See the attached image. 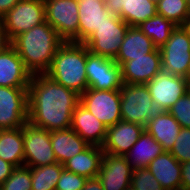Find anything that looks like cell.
<instances>
[{
	"instance_id": "cell-1",
	"label": "cell",
	"mask_w": 190,
	"mask_h": 190,
	"mask_svg": "<svg viewBox=\"0 0 190 190\" xmlns=\"http://www.w3.org/2000/svg\"><path fill=\"white\" fill-rule=\"evenodd\" d=\"M28 123L48 131L71 126L72 113L80 95L52 80L46 74H34L28 86Z\"/></svg>"
},
{
	"instance_id": "cell-35",
	"label": "cell",
	"mask_w": 190,
	"mask_h": 190,
	"mask_svg": "<svg viewBox=\"0 0 190 190\" xmlns=\"http://www.w3.org/2000/svg\"><path fill=\"white\" fill-rule=\"evenodd\" d=\"M86 177L63 170L57 182L55 190H81L86 181Z\"/></svg>"
},
{
	"instance_id": "cell-17",
	"label": "cell",
	"mask_w": 190,
	"mask_h": 190,
	"mask_svg": "<svg viewBox=\"0 0 190 190\" xmlns=\"http://www.w3.org/2000/svg\"><path fill=\"white\" fill-rule=\"evenodd\" d=\"M79 43H84L105 22L115 15L111 14L106 3L97 0H78Z\"/></svg>"
},
{
	"instance_id": "cell-38",
	"label": "cell",
	"mask_w": 190,
	"mask_h": 190,
	"mask_svg": "<svg viewBox=\"0 0 190 190\" xmlns=\"http://www.w3.org/2000/svg\"><path fill=\"white\" fill-rule=\"evenodd\" d=\"M9 46H11V40L9 39L3 26L2 19L0 18V52L5 51Z\"/></svg>"
},
{
	"instance_id": "cell-43",
	"label": "cell",
	"mask_w": 190,
	"mask_h": 190,
	"mask_svg": "<svg viewBox=\"0 0 190 190\" xmlns=\"http://www.w3.org/2000/svg\"><path fill=\"white\" fill-rule=\"evenodd\" d=\"M187 7H188L189 14H190V0L187 3Z\"/></svg>"
},
{
	"instance_id": "cell-45",
	"label": "cell",
	"mask_w": 190,
	"mask_h": 190,
	"mask_svg": "<svg viewBox=\"0 0 190 190\" xmlns=\"http://www.w3.org/2000/svg\"><path fill=\"white\" fill-rule=\"evenodd\" d=\"M126 190H135L133 187H129V188H127Z\"/></svg>"
},
{
	"instance_id": "cell-21",
	"label": "cell",
	"mask_w": 190,
	"mask_h": 190,
	"mask_svg": "<svg viewBox=\"0 0 190 190\" xmlns=\"http://www.w3.org/2000/svg\"><path fill=\"white\" fill-rule=\"evenodd\" d=\"M147 168L163 189L181 190V163L170 152L164 151Z\"/></svg>"
},
{
	"instance_id": "cell-34",
	"label": "cell",
	"mask_w": 190,
	"mask_h": 190,
	"mask_svg": "<svg viewBox=\"0 0 190 190\" xmlns=\"http://www.w3.org/2000/svg\"><path fill=\"white\" fill-rule=\"evenodd\" d=\"M170 153L180 162L190 161V128H181Z\"/></svg>"
},
{
	"instance_id": "cell-28",
	"label": "cell",
	"mask_w": 190,
	"mask_h": 190,
	"mask_svg": "<svg viewBox=\"0 0 190 190\" xmlns=\"http://www.w3.org/2000/svg\"><path fill=\"white\" fill-rule=\"evenodd\" d=\"M139 29L149 37L157 48L162 47L177 27L172 21L156 14L138 25Z\"/></svg>"
},
{
	"instance_id": "cell-33",
	"label": "cell",
	"mask_w": 190,
	"mask_h": 190,
	"mask_svg": "<svg viewBox=\"0 0 190 190\" xmlns=\"http://www.w3.org/2000/svg\"><path fill=\"white\" fill-rule=\"evenodd\" d=\"M183 128H190V90L168 110Z\"/></svg>"
},
{
	"instance_id": "cell-42",
	"label": "cell",
	"mask_w": 190,
	"mask_h": 190,
	"mask_svg": "<svg viewBox=\"0 0 190 190\" xmlns=\"http://www.w3.org/2000/svg\"><path fill=\"white\" fill-rule=\"evenodd\" d=\"M185 79L187 80L188 84L190 85V64H189V68H188L187 74L185 76Z\"/></svg>"
},
{
	"instance_id": "cell-16",
	"label": "cell",
	"mask_w": 190,
	"mask_h": 190,
	"mask_svg": "<svg viewBox=\"0 0 190 190\" xmlns=\"http://www.w3.org/2000/svg\"><path fill=\"white\" fill-rule=\"evenodd\" d=\"M145 130L138 123L120 120L108 127L106 139L102 146L104 152L114 155L127 154Z\"/></svg>"
},
{
	"instance_id": "cell-23",
	"label": "cell",
	"mask_w": 190,
	"mask_h": 190,
	"mask_svg": "<svg viewBox=\"0 0 190 190\" xmlns=\"http://www.w3.org/2000/svg\"><path fill=\"white\" fill-rule=\"evenodd\" d=\"M50 141L57 162L64 164L67 160L85 150L86 143L73 129L50 131Z\"/></svg>"
},
{
	"instance_id": "cell-9",
	"label": "cell",
	"mask_w": 190,
	"mask_h": 190,
	"mask_svg": "<svg viewBox=\"0 0 190 190\" xmlns=\"http://www.w3.org/2000/svg\"><path fill=\"white\" fill-rule=\"evenodd\" d=\"M28 87L0 86V130L17 129L28 121Z\"/></svg>"
},
{
	"instance_id": "cell-31",
	"label": "cell",
	"mask_w": 190,
	"mask_h": 190,
	"mask_svg": "<svg viewBox=\"0 0 190 190\" xmlns=\"http://www.w3.org/2000/svg\"><path fill=\"white\" fill-rule=\"evenodd\" d=\"M30 167H15L10 177L0 185V190H32Z\"/></svg>"
},
{
	"instance_id": "cell-2",
	"label": "cell",
	"mask_w": 190,
	"mask_h": 190,
	"mask_svg": "<svg viewBox=\"0 0 190 190\" xmlns=\"http://www.w3.org/2000/svg\"><path fill=\"white\" fill-rule=\"evenodd\" d=\"M64 42L46 21L14 37L11 46L17 51L25 67L34 75L45 74L49 70L58 48Z\"/></svg>"
},
{
	"instance_id": "cell-19",
	"label": "cell",
	"mask_w": 190,
	"mask_h": 190,
	"mask_svg": "<svg viewBox=\"0 0 190 190\" xmlns=\"http://www.w3.org/2000/svg\"><path fill=\"white\" fill-rule=\"evenodd\" d=\"M107 10L129 26H138L157 14L156 4L150 0H107Z\"/></svg>"
},
{
	"instance_id": "cell-15",
	"label": "cell",
	"mask_w": 190,
	"mask_h": 190,
	"mask_svg": "<svg viewBox=\"0 0 190 190\" xmlns=\"http://www.w3.org/2000/svg\"><path fill=\"white\" fill-rule=\"evenodd\" d=\"M161 71L162 61L159 48L144 57L126 61L121 66L122 81L125 84L146 85Z\"/></svg>"
},
{
	"instance_id": "cell-25",
	"label": "cell",
	"mask_w": 190,
	"mask_h": 190,
	"mask_svg": "<svg viewBox=\"0 0 190 190\" xmlns=\"http://www.w3.org/2000/svg\"><path fill=\"white\" fill-rule=\"evenodd\" d=\"M181 125L168 112L164 111L155 119L148 121L145 130L162 145L164 151L170 152L179 135Z\"/></svg>"
},
{
	"instance_id": "cell-29",
	"label": "cell",
	"mask_w": 190,
	"mask_h": 190,
	"mask_svg": "<svg viewBox=\"0 0 190 190\" xmlns=\"http://www.w3.org/2000/svg\"><path fill=\"white\" fill-rule=\"evenodd\" d=\"M64 165L54 163L42 167H30L32 190H55Z\"/></svg>"
},
{
	"instance_id": "cell-7",
	"label": "cell",
	"mask_w": 190,
	"mask_h": 190,
	"mask_svg": "<svg viewBox=\"0 0 190 190\" xmlns=\"http://www.w3.org/2000/svg\"><path fill=\"white\" fill-rule=\"evenodd\" d=\"M10 40L46 22L44 0H20L2 18Z\"/></svg>"
},
{
	"instance_id": "cell-26",
	"label": "cell",
	"mask_w": 190,
	"mask_h": 190,
	"mask_svg": "<svg viewBox=\"0 0 190 190\" xmlns=\"http://www.w3.org/2000/svg\"><path fill=\"white\" fill-rule=\"evenodd\" d=\"M163 152L162 145L144 130L125 156L131 167L138 169L147 168L150 162Z\"/></svg>"
},
{
	"instance_id": "cell-20",
	"label": "cell",
	"mask_w": 190,
	"mask_h": 190,
	"mask_svg": "<svg viewBox=\"0 0 190 190\" xmlns=\"http://www.w3.org/2000/svg\"><path fill=\"white\" fill-rule=\"evenodd\" d=\"M31 78V72L12 46L0 52V86L28 87Z\"/></svg>"
},
{
	"instance_id": "cell-6",
	"label": "cell",
	"mask_w": 190,
	"mask_h": 190,
	"mask_svg": "<svg viewBox=\"0 0 190 190\" xmlns=\"http://www.w3.org/2000/svg\"><path fill=\"white\" fill-rule=\"evenodd\" d=\"M159 50L162 71L185 77L190 64V34L188 31L183 26H177Z\"/></svg>"
},
{
	"instance_id": "cell-10",
	"label": "cell",
	"mask_w": 190,
	"mask_h": 190,
	"mask_svg": "<svg viewBox=\"0 0 190 190\" xmlns=\"http://www.w3.org/2000/svg\"><path fill=\"white\" fill-rule=\"evenodd\" d=\"M24 165L42 167L57 163L53 152L50 131L30 123L23 126Z\"/></svg>"
},
{
	"instance_id": "cell-37",
	"label": "cell",
	"mask_w": 190,
	"mask_h": 190,
	"mask_svg": "<svg viewBox=\"0 0 190 190\" xmlns=\"http://www.w3.org/2000/svg\"><path fill=\"white\" fill-rule=\"evenodd\" d=\"M15 166L0 158V185L12 174Z\"/></svg>"
},
{
	"instance_id": "cell-27",
	"label": "cell",
	"mask_w": 190,
	"mask_h": 190,
	"mask_svg": "<svg viewBox=\"0 0 190 190\" xmlns=\"http://www.w3.org/2000/svg\"><path fill=\"white\" fill-rule=\"evenodd\" d=\"M0 158L15 167L24 165L23 127L0 130Z\"/></svg>"
},
{
	"instance_id": "cell-3",
	"label": "cell",
	"mask_w": 190,
	"mask_h": 190,
	"mask_svg": "<svg viewBox=\"0 0 190 190\" xmlns=\"http://www.w3.org/2000/svg\"><path fill=\"white\" fill-rule=\"evenodd\" d=\"M85 67L86 46L83 43L67 41L58 48L52 65L45 74L81 95L88 89Z\"/></svg>"
},
{
	"instance_id": "cell-13",
	"label": "cell",
	"mask_w": 190,
	"mask_h": 190,
	"mask_svg": "<svg viewBox=\"0 0 190 190\" xmlns=\"http://www.w3.org/2000/svg\"><path fill=\"white\" fill-rule=\"evenodd\" d=\"M146 86L153 101L160 105L164 111L170 107L189 90L190 86L183 76L159 72Z\"/></svg>"
},
{
	"instance_id": "cell-18",
	"label": "cell",
	"mask_w": 190,
	"mask_h": 190,
	"mask_svg": "<svg viewBox=\"0 0 190 190\" xmlns=\"http://www.w3.org/2000/svg\"><path fill=\"white\" fill-rule=\"evenodd\" d=\"M71 129H73L89 145L102 147L107 127L87 110L80 102L72 113Z\"/></svg>"
},
{
	"instance_id": "cell-30",
	"label": "cell",
	"mask_w": 190,
	"mask_h": 190,
	"mask_svg": "<svg viewBox=\"0 0 190 190\" xmlns=\"http://www.w3.org/2000/svg\"><path fill=\"white\" fill-rule=\"evenodd\" d=\"M157 14L172 21L177 26H183L190 15L187 2L184 0H160L156 4Z\"/></svg>"
},
{
	"instance_id": "cell-4",
	"label": "cell",
	"mask_w": 190,
	"mask_h": 190,
	"mask_svg": "<svg viewBox=\"0 0 190 190\" xmlns=\"http://www.w3.org/2000/svg\"><path fill=\"white\" fill-rule=\"evenodd\" d=\"M120 95L121 118L124 121L145 127L148 121L164 112V109L153 101L148 87L144 84L123 83Z\"/></svg>"
},
{
	"instance_id": "cell-40",
	"label": "cell",
	"mask_w": 190,
	"mask_h": 190,
	"mask_svg": "<svg viewBox=\"0 0 190 190\" xmlns=\"http://www.w3.org/2000/svg\"><path fill=\"white\" fill-rule=\"evenodd\" d=\"M20 0H0V18L11 10Z\"/></svg>"
},
{
	"instance_id": "cell-11",
	"label": "cell",
	"mask_w": 190,
	"mask_h": 190,
	"mask_svg": "<svg viewBox=\"0 0 190 190\" xmlns=\"http://www.w3.org/2000/svg\"><path fill=\"white\" fill-rule=\"evenodd\" d=\"M129 25L118 16L105 22L83 44L96 55L115 59Z\"/></svg>"
},
{
	"instance_id": "cell-32",
	"label": "cell",
	"mask_w": 190,
	"mask_h": 190,
	"mask_svg": "<svg viewBox=\"0 0 190 190\" xmlns=\"http://www.w3.org/2000/svg\"><path fill=\"white\" fill-rule=\"evenodd\" d=\"M131 187L135 190H165L148 168L133 169Z\"/></svg>"
},
{
	"instance_id": "cell-44",
	"label": "cell",
	"mask_w": 190,
	"mask_h": 190,
	"mask_svg": "<svg viewBox=\"0 0 190 190\" xmlns=\"http://www.w3.org/2000/svg\"><path fill=\"white\" fill-rule=\"evenodd\" d=\"M152 2H154L155 4H157L160 0H150Z\"/></svg>"
},
{
	"instance_id": "cell-5",
	"label": "cell",
	"mask_w": 190,
	"mask_h": 190,
	"mask_svg": "<svg viewBox=\"0 0 190 190\" xmlns=\"http://www.w3.org/2000/svg\"><path fill=\"white\" fill-rule=\"evenodd\" d=\"M46 21L65 41L79 43L78 0H44Z\"/></svg>"
},
{
	"instance_id": "cell-22",
	"label": "cell",
	"mask_w": 190,
	"mask_h": 190,
	"mask_svg": "<svg viewBox=\"0 0 190 190\" xmlns=\"http://www.w3.org/2000/svg\"><path fill=\"white\" fill-rule=\"evenodd\" d=\"M156 48L153 41L138 26H129L114 60L122 66L126 61L144 57V55L153 52Z\"/></svg>"
},
{
	"instance_id": "cell-41",
	"label": "cell",
	"mask_w": 190,
	"mask_h": 190,
	"mask_svg": "<svg viewBox=\"0 0 190 190\" xmlns=\"http://www.w3.org/2000/svg\"><path fill=\"white\" fill-rule=\"evenodd\" d=\"M183 27L188 31V33L190 34V15L187 17Z\"/></svg>"
},
{
	"instance_id": "cell-14",
	"label": "cell",
	"mask_w": 190,
	"mask_h": 190,
	"mask_svg": "<svg viewBox=\"0 0 190 190\" xmlns=\"http://www.w3.org/2000/svg\"><path fill=\"white\" fill-rule=\"evenodd\" d=\"M132 171L125 155L104 152L98 178L104 190H126L131 186Z\"/></svg>"
},
{
	"instance_id": "cell-12",
	"label": "cell",
	"mask_w": 190,
	"mask_h": 190,
	"mask_svg": "<svg viewBox=\"0 0 190 190\" xmlns=\"http://www.w3.org/2000/svg\"><path fill=\"white\" fill-rule=\"evenodd\" d=\"M120 102V90L88 88L80 95V103L107 128L122 120Z\"/></svg>"
},
{
	"instance_id": "cell-8",
	"label": "cell",
	"mask_w": 190,
	"mask_h": 190,
	"mask_svg": "<svg viewBox=\"0 0 190 190\" xmlns=\"http://www.w3.org/2000/svg\"><path fill=\"white\" fill-rule=\"evenodd\" d=\"M85 69L88 88L120 90L123 85L121 66L114 59L91 53L87 47Z\"/></svg>"
},
{
	"instance_id": "cell-36",
	"label": "cell",
	"mask_w": 190,
	"mask_h": 190,
	"mask_svg": "<svg viewBox=\"0 0 190 190\" xmlns=\"http://www.w3.org/2000/svg\"><path fill=\"white\" fill-rule=\"evenodd\" d=\"M181 190H190V161L181 163Z\"/></svg>"
},
{
	"instance_id": "cell-24",
	"label": "cell",
	"mask_w": 190,
	"mask_h": 190,
	"mask_svg": "<svg viewBox=\"0 0 190 190\" xmlns=\"http://www.w3.org/2000/svg\"><path fill=\"white\" fill-rule=\"evenodd\" d=\"M104 151L102 147L89 145L81 153L67 160L64 169L86 178L98 177Z\"/></svg>"
},
{
	"instance_id": "cell-39",
	"label": "cell",
	"mask_w": 190,
	"mask_h": 190,
	"mask_svg": "<svg viewBox=\"0 0 190 190\" xmlns=\"http://www.w3.org/2000/svg\"><path fill=\"white\" fill-rule=\"evenodd\" d=\"M81 190H104L101 180L98 177L87 178Z\"/></svg>"
}]
</instances>
